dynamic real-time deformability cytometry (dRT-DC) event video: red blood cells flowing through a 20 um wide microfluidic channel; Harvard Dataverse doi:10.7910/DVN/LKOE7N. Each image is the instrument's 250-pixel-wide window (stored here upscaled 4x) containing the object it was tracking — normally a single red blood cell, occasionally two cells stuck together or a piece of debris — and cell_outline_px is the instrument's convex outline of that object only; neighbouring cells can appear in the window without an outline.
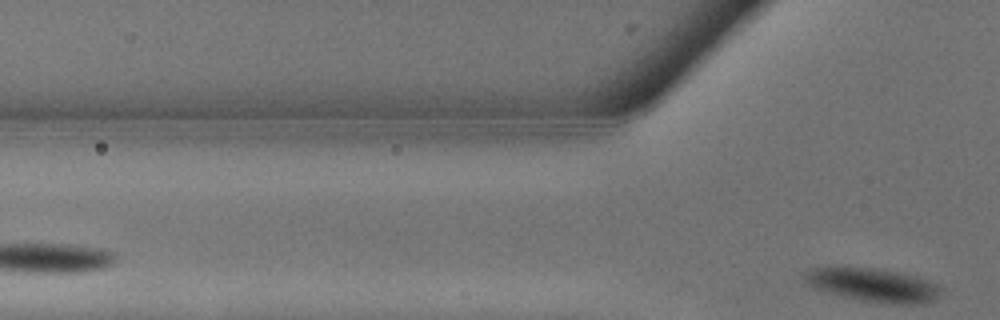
{"species": "common noctule bat (a hibernating species)", "species_latin": "Nyctalus noctula", "temperature_condition": "warm", "stored_images_in_passage": 4, "segment_of_instrument_passage": [2, 2], "camera_frame_rate_fps": 3000, "um_per_image_px": 0.085, "animal": {"sex": "male", "body_mass_g": 13.3}, "frame": {"image": 1, "passage_image": 4, "time_ms": 1.0, "image_size_px": [1000, 320], "cell_outline_px": [[944, 288], [932, 300], [920, 304], [888, 304], [860, 300], [828, 292], [816, 288], [808, 284], [804, 280], [804, 272], [816, 268], [876, 268], [896, 272], [924, 280], [936, 284]], "centroid_in_image_um": [74.21, 24.24], "position_along_channel_um": 51.6, "area_um2": 25.89}}